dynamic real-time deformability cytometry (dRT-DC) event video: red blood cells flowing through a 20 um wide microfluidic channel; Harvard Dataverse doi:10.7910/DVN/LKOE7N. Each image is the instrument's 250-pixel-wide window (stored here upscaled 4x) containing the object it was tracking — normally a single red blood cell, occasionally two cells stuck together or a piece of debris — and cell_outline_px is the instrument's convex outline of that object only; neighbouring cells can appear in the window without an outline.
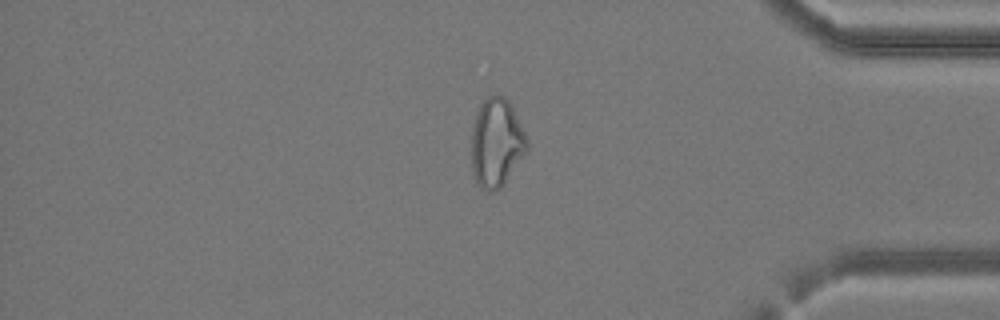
{"species": "common noctule bat (a hibernating species)", "species_latin": "Nyctalus noctula", "temperature_condition": "cold", "stored_images_in_passage": 40, "camera_frame_rate_fps": 3000, "um_per_image_px": 0.085, "animal": {"sex": "female", "body_mass_g": 24.6, "forearm_length_mm": 56.2}, "frame": {"image": 1, "passage_image": 34, "time_ms": 11.0, "image_size_px": [1000, 320], "cell_outline_px": [[528, 148], [500, 188], [492, 192], [488, 192], [480, 188], [476, 184], [472, 172], [472, 128], [476, 112], [480, 104], [488, 96], [496, 92], [504, 96], [508, 100], [528, 140]], "centroid_in_image_um": [42.16, 12.12], "position_along_channel_um": 393.0, "area_um2": 28.61}}